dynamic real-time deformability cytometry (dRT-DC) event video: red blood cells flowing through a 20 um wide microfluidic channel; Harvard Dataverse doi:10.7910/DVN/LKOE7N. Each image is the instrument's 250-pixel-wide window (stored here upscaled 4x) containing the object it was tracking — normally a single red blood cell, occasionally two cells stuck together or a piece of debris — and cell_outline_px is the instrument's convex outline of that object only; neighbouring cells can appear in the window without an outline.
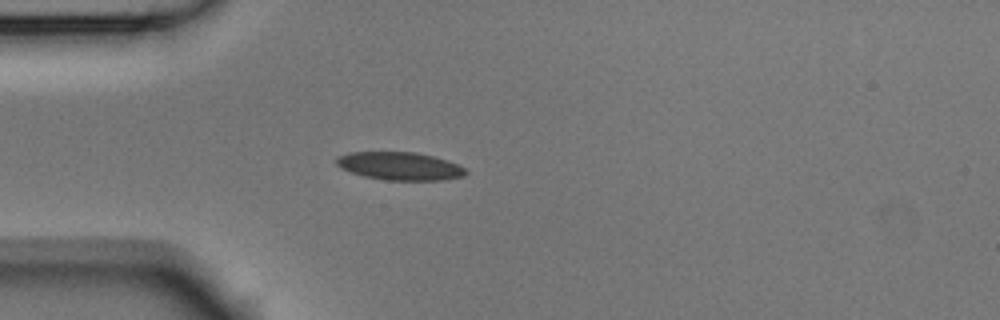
{"species": "Egyptian fruit bat (a non-hibernating species)", "species_latin": "Rousettus aegyptiacus", "temperature_condition": "room temperature", "stored_images_in_passage": 40, "camera_frame_rate_fps": 3000, "um_per_image_px": 0.085, "animal": {"sex": "male"}, "frame": {"image": 1, "passage_image": 1, "time_ms": 0.0, "image_size_px": [1000, 320], "cell_outline_px": [[468, 172], [464, 176], [444, 180], [384, 180], [364, 176], [340, 168], [336, 164], [336, 156], [348, 152], [416, 152], [432, 156], [456, 164], [464, 168]], "centroid_in_image_um": [33.94, 14.12], "position_along_channel_um": 51.1, "area_um2": 21.04}}
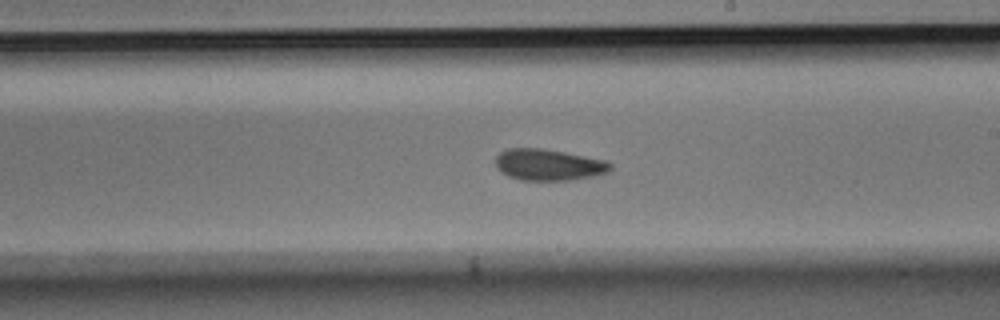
{"frame": {"image": 2, "passage_image": 17, "time_ms": 5.333, "image_size_px": [1000, 320], "cell_outline_px": [[612, 168], [608, 172], [596, 176], [568, 180], [520, 180], [508, 176], [496, 168], [496, 156], [500, 152], [508, 148], [540, 148], [564, 152], [608, 160], [612, 164]], "centroid_in_image_um": [46.65, 14.0], "position_along_channel_um": 242.3, "area_um2": 21.15}}
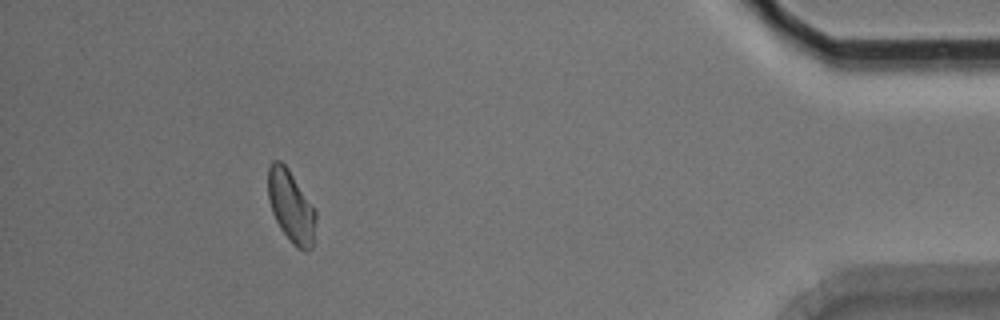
{"frame": {"image": 3, "passage_image": 35, "time_ms": 11.333, "image_size_px": [1000, 320], "cell_outline_px": [[316, 220], [312, 248], [308, 252], [304, 252], [296, 248], [292, 244], [280, 228], [272, 212], [268, 200], [268, 168], [272, 160], [280, 160], [288, 168], [316, 212]], "centroid_in_image_um": [24.73, 17.58], "position_along_channel_um": 410.5, "area_um2": 20.06}, "authors_computed_cell_mechanics": {"area_um2": 20.808, "velocity_mm_per_s": 3.7499, "shape_relaxation_time_tau1_ms": 2.8949, "shape_relaxation_time_tau2_ms": 3.4969, "deformation_change_tau1": 0.1096, "deformation_change_tau2": 0.1044}}